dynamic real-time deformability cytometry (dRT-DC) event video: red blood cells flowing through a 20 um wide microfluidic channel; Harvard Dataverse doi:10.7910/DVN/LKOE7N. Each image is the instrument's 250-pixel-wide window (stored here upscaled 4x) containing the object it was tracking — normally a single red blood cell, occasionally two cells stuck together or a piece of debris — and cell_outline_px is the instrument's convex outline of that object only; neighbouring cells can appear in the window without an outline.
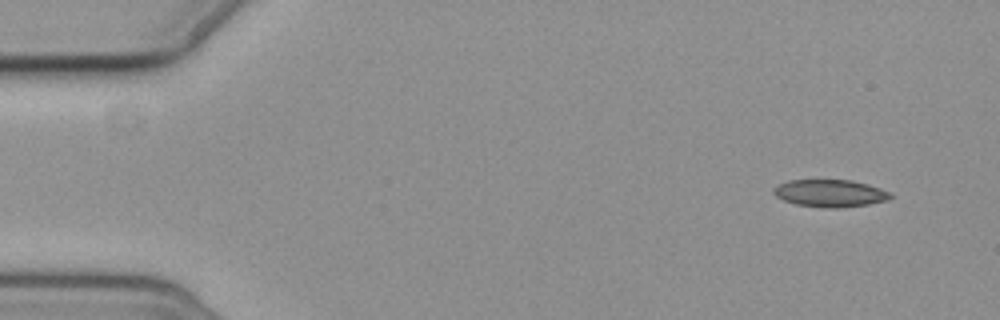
{"species": "common noctule bat (a hibernating species)", "species_latin": "Nyctalus noctula", "temperature_condition": "cold", "stored_images_in_passage": 10, "camera_frame_rate_fps": 3000, "um_per_image_px": 0.085, "animal": {"sex": "female", "body_mass_g": 19.3, "forearm_length_mm": 54.1}, "frame": {"image": 1, "passage_image": 2, "time_ms": 1.333, "image_size_px": [1000, 320], "cell_outline_px": [[892, 196], [888, 200], [868, 204], [836, 208], [832, 208], [796, 204], [784, 200], [776, 196], [772, 192], [772, 188], [788, 180], [852, 180], [868, 184], [880, 188], [888, 192]], "centroid_in_image_um": [70.54, 16.41], "position_along_channel_um": 14.5, "area_um2": 18.44}}
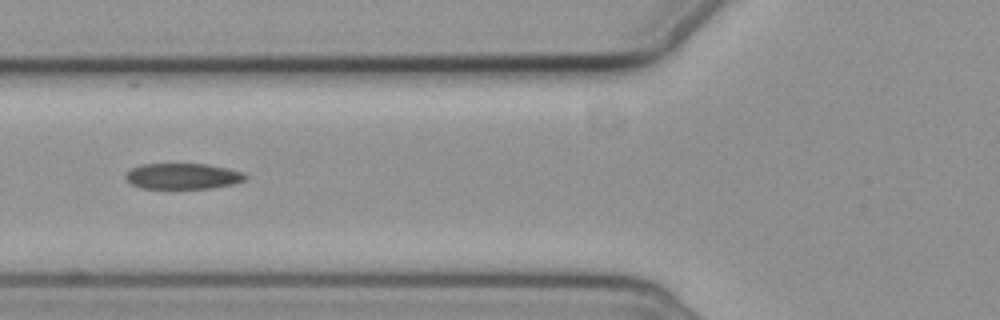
{"frame": {"image": 2, "passage_image": 7, "time_ms": 7.333, "image_size_px": [1000, 320], "cell_outline_px": [[248, 176], [244, 180], [236, 184], [212, 188], [140, 188], [132, 184], [124, 176], [132, 168], [140, 164], [208, 164], [228, 168], [244, 172]], "centroid_in_image_um": [15.59, 14.97], "position_along_channel_um": 110.2, "area_um2": 18.09}}
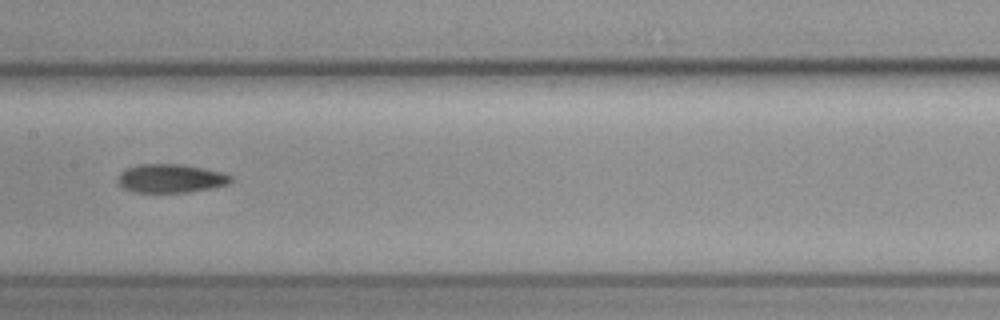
{"frame": {"image": 3, "passage_image": 9, "time_ms": 9.667, "image_size_px": [1000, 320], "cell_outline_px": [[232, 180], [228, 184], [188, 192], [132, 192], [124, 188], [116, 180], [120, 172], [136, 164], [184, 164], [204, 168], [220, 172], [232, 176]], "centroid_in_image_um": [14.47, 15.15], "position_along_channel_um": 192.9, "area_um2": 18.79}}